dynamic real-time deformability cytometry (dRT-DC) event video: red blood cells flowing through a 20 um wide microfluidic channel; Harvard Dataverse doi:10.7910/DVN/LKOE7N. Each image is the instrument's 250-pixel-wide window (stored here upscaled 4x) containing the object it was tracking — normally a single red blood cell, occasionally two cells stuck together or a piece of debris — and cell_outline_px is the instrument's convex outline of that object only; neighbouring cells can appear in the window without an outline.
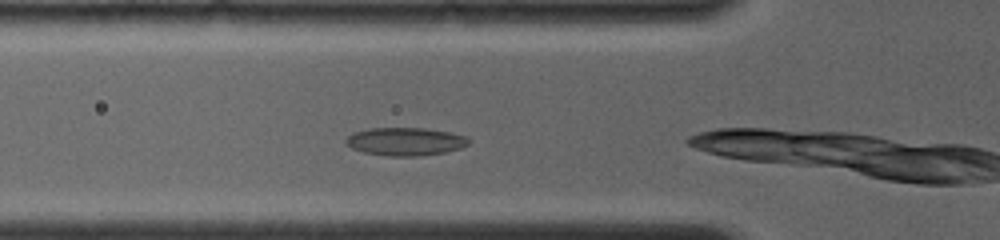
{"species": "common noctule bat (a hibernating species)", "species_latin": "Nyctalus noctula", "temperature_condition": "room temperature", "stored_images_in_passage": 2, "camera_frame_rate_fps": 4000, "um_per_image_px": 0.085, "animal": {"sex": "female", "body_mass_g": 19.0, "forearm_length_mm": 56.7}, "frame": {"image": 1, "passage_image": 2, "time_ms": 0.75, "image_size_px": [1000, 240], "cell_outline_px": [[472, 140], [468, 144], [460, 148], [444, 152], [416, 156], [388, 156], [364, 152], [352, 148], [344, 144], [344, 140], [352, 132], [368, 128], [424, 128], [448, 132], [464, 136]], "centroid_in_image_um": [34.4, 12.02], "position_along_channel_um": 91.4, "area_um2": 20.06}}